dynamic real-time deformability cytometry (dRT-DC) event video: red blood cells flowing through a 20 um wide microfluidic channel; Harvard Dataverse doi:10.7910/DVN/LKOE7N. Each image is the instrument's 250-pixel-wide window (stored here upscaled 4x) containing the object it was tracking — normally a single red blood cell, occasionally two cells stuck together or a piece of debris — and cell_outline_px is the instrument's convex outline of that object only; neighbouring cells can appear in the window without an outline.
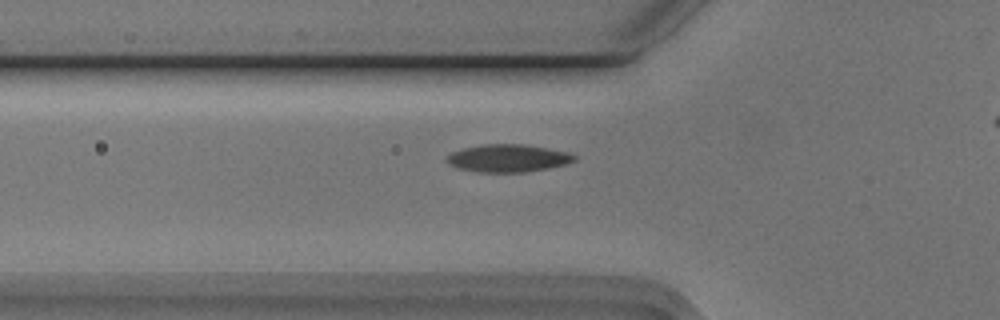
{"species": "Egyptian fruit bat (a non-hibernating species)", "species_latin": "Rousettus aegyptiacus", "temperature_condition": "cold", "stored_images_in_passage": 34, "camera_frame_rate_fps": 3000, "um_per_image_px": 0.085, "animal": {"sex": "male"}, "frame": {"image": 1, "passage_image": 5, "time_ms": 1.333, "image_size_px": [1000, 320], "cell_outline_px": [[576, 160], [568, 164], [548, 168], [524, 172], [476, 172], [456, 168], [448, 164], [444, 160], [444, 156], [452, 152], [464, 148], [484, 144], [524, 144], [568, 152], [576, 156]], "centroid_in_image_um": [43.13, 13.45], "position_along_channel_um": 82.7, "area_um2": 20.75}}
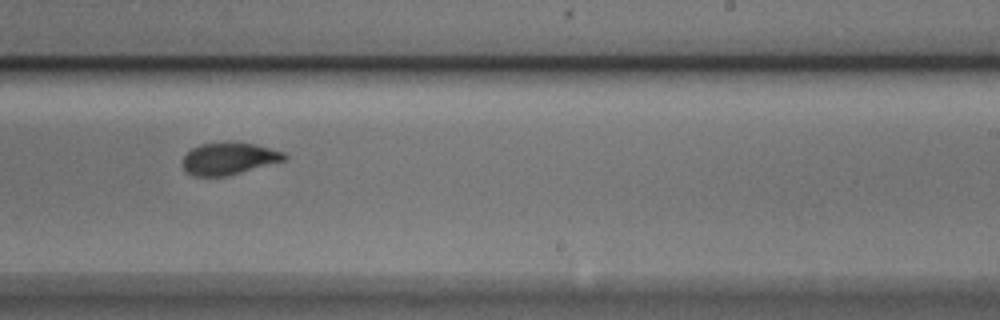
{"frame": {"image": 2, "passage_image": 20, "time_ms": 6.333, "image_size_px": [1000, 320], "cell_outline_px": [[288, 156], [284, 160], [240, 172], [224, 176], [192, 176], [184, 172], [184, 156], [192, 148], [200, 144], [256, 144], [284, 152]], "centroid_in_image_um": [19.43, 13.5], "position_along_channel_um": 269.6, "area_um2": 18.32}}
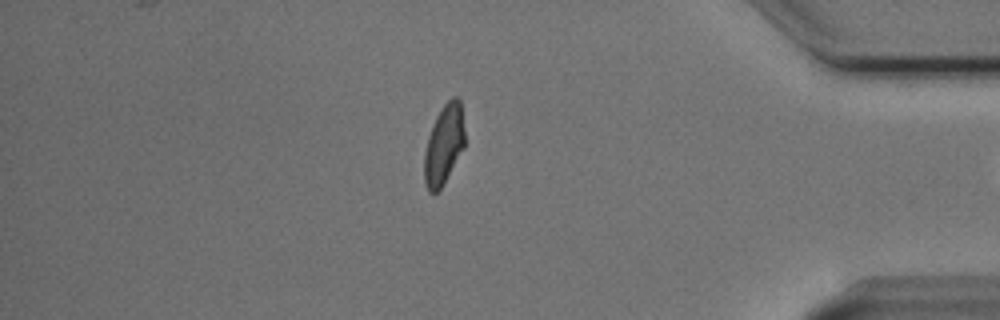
{"frame": {"image": 3, "passage_image": 33, "time_ms": 10.667, "image_size_px": [1000, 320], "cell_outline_px": [[464, 148], [440, 188], [436, 192], [428, 192], [424, 184], [424, 152], [428, 136], [432, 124], [440, 108], [452, 96], [456, 96], [460, 100], [464, 132]], "centroid_in_image_um": [37.71, 12.27], "position_along_channel_um": 397.5, "area_um2": 18.73}}